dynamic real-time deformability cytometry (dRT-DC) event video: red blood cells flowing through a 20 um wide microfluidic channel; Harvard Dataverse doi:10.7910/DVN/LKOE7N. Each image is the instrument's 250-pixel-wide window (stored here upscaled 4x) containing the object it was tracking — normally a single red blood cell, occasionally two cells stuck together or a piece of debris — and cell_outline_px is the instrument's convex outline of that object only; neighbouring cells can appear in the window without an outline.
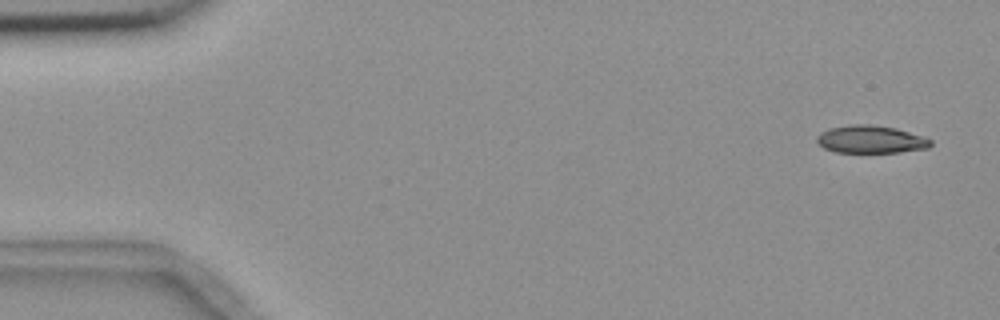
{"species": "common noctule bat (a hibernating species)", "species_latin": "Nyctalus noctula", "temperature_condition": "room temperature", "stored_images_in_passage": 9, "camera_frame_rate_fps": 3000, "um_per_image_px": 0.085, "animal": {"sex": "female", "body_mass_g": 18.4}, "frame": {"image": 1, "passage_image": 1, "time_ms": 0.0, "image_size_px": [1000, 320], "cell_outline_px": [[932, 144], [928, 148], [900, 152], [836, 152], [824, 148], [816, 140], [816, 136], [820, 132], [828, 128], [852, 124], [868, 124], [896, 128], [924, 136], [932, 140]], "centroid_in_image_um": [74.02, 11.84], "position_along_channel_um": 11.0, "area_um2": 18.44}}
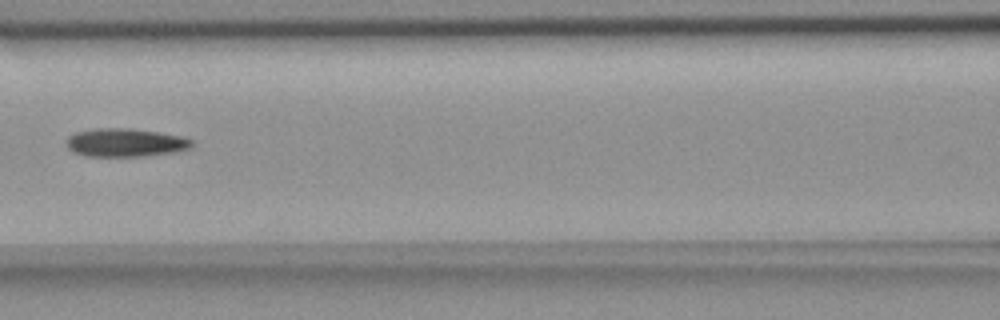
{"frame": {"image": 2, "passage_image": 6, "time_ms": 7.333, "image_size_px": [1000, 320], "cell_outline_px": [[192, 148], [176, 152], [144, 156], [84, 156], [72, 152], [68, 148], [64, 140], [68, 136], [76, 132], [96, 128], [128, 128], [156, 132], [180, 136], [192, 140]], "centroid_in_image_um": [10.61, 12.13], "position_along_channel_um": 156.0, "area_um2": 20.81}}
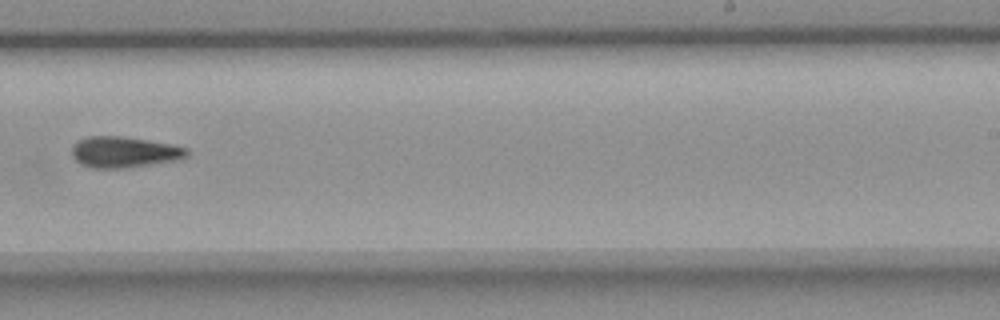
{"frame": {"image": 3, "passage_image": 9, "time_ms": 10.667, "image_size_px": [1000, 320], "cell_outline_px": [[188, 156], [180, 160], [132, 168], [92, 168], [80, 164], [72, 156], [72, 144], [76, 140], [88, 136], [120, 136], [172, 144], [188, 148]], "centroid_in_image_um": [10.56, 12.94], "position_along_channel_um": 278.4, "area_um2": 21.21}}